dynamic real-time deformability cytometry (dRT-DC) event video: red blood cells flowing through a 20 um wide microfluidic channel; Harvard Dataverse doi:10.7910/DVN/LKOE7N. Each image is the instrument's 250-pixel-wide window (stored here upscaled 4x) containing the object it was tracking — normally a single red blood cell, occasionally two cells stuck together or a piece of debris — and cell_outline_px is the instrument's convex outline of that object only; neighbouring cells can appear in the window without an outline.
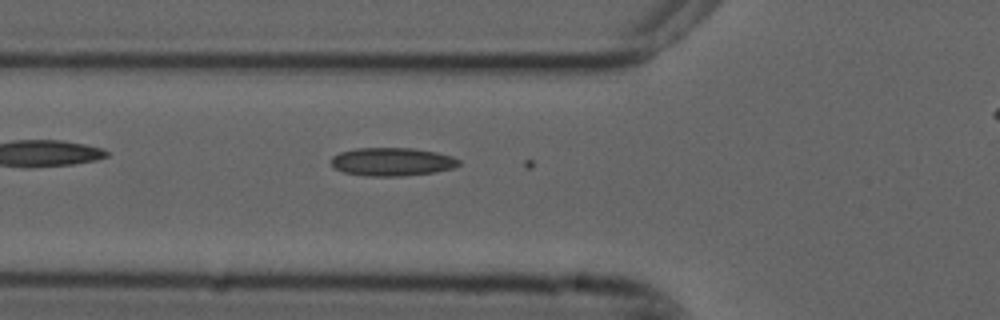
{"species": "common noctule bat (a hibernating species)", "species_latin": "Nyctalus noctula", "temperature_condition": "cold", "stored_images_in_passage": 28, "camera_frame_rate_fps": 3000, "um_per_image_px": 0.085, "animal": {"sex": "male", "forearm_length_mm": 52.5}, "frame": {"image": 1, "passage_image": 3, "time_ms": 0.667, "image_size_px": [1000, 320], "cell_outline_px": [[460, 164], [452, 168], [436, 172], [404, 176], [368, 176], [344, 172], [336, 168], [332, 164], [332, 156], [340, 152], [356, 148], [412, 148], [436, 152], [452, 156], [460, 160]], "centroid_in_image_um": [33.35, 13.75], "position_along_channel_um": 92.5, "area_um2": 20.98}}
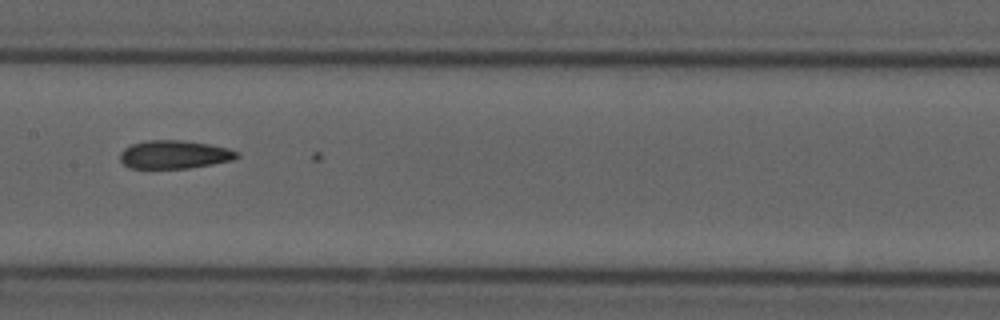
{"frame": {"image": 2, "passage_image": 11, "time_ms": 3.333, "image_size_px": [1000, 320], "cell_outline_px": [[240, 156], [232, 160], [212, 164], [188, 168], [128, 168], [120, 160], [120, 152], [124, 148], [132, 144], [148, 140], [180, 140], [208, 144], [228, 148], [240, 152]], "centroid_in_image_um": [14.82, 13.13], "position_along_channel_um": 192.6, "area_um2": 19.25}}